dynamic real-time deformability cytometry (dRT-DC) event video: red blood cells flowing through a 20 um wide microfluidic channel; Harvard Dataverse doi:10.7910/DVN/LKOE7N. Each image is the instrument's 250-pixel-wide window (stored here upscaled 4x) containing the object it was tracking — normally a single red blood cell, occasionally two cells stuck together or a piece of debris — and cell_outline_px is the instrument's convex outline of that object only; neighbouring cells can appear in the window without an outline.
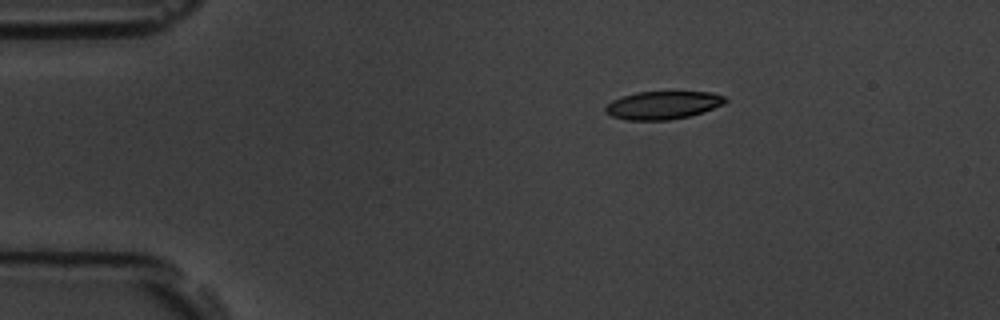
{"species": "common noctule bat (a hibernating species)", "species_latin": "Nyctalus noctula", "temperature_condition": "room temperature", "stored_images_in_passage": 3, "camera_frame_rate_fps": 3000, "um_per_image_px": 0.085, "animal": {"sex": "male", "body_mass_g": 19.5, "forearm_length_mm": 54.6}, "frame": {"image": 1, "passage_image": 1, "time_ms": 0.0, "image_size_px": [1000, 320], "cell_outline_px": [[728, 100], [724, 104], [688, 116], [668, 120], [628, 120], [612, 116], [604, 112], [604, 108], [612, 100], [636, 92], [712, 92], [724, 96]], "centroid_in_image_um": [56.32, 8.93], "position_along_channel_um": 28.7, "area_um2": 19.36}}